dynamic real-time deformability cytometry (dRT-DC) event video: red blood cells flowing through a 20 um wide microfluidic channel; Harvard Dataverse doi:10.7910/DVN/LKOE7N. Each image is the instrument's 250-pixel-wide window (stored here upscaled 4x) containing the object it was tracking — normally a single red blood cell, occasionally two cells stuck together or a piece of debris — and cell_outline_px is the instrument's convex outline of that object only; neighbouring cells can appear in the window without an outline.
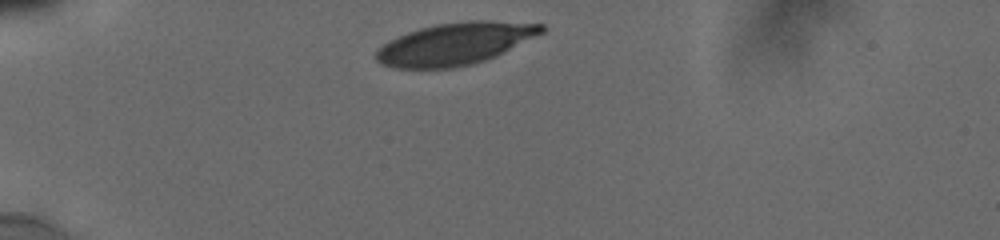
{"species": "human", "species_latin": "Homo sapiens", "temperature_condition": "cold", "stored_images_in_passage": 17, "camera_frame_rate_fps": 3000, "um_per_image_px": 0.085, "donor": {"sex": "male"}, "frame": {"image": 1, "passage_image": 1, "time_ms": 0.0, "image_size_px": [1000, 240], "cell_outline_px": [[544, 32], [496, 56], [472, 64], [456, 68], [392, 68], [380, 64], [376, 60], [376, 52], [384, 44], [408, 32], [420, 28], [436, 24], [468, 20], [488, 20], [544, 24]], "centroid_in_image_um": [38.69, 3.72], "position_along_channel_um": 46.3, "area_um2": 40.4}}
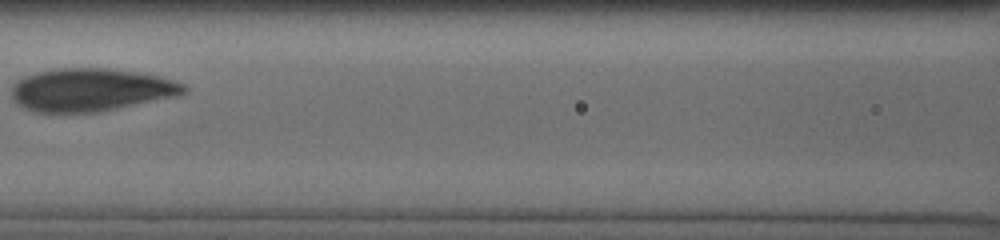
{"frame": {"image": 2, "passage_image": 11, "time_ms": 4.0, "image_size_px": [1000, 240], "cell_outline_px": [[188, 88], [184, 92], [176, 96], [96, 112], [36, 112], [24, 108], [16, 104], [12, 100], [12, 84], [16, 80], [24, 76], [36, 72], [60, 68], [108, 68], [136, 72], [160, 76], [184, 84]], "centroid_in_image_um": [7.66, 7.63], "position_along_channel_um": 158.9, "area_um2": 42.95}}
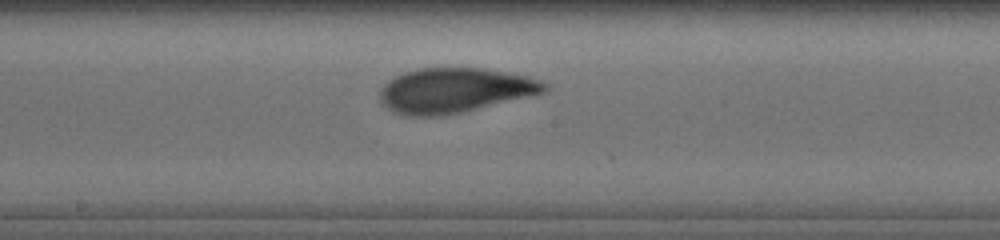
{"frame": {"image": 3, "passage_image": 14, "time_ms": 5.333, "image_size_px": [1000, 240], "cell_outline_px": [[548, 88], [544, 92], [528, 96], [460, 112], [440, 116], [412, 116], [392, 112], [380, 100], [380, 92], [388, 80], [404, 72], [420, 68], [484, 68], [528, 76], [540, 80], [548, 84]], "centroid_in_image_um": [38.63, 7.67], "position_along_channel_um": 209.6, "area_um2": 42.48}}